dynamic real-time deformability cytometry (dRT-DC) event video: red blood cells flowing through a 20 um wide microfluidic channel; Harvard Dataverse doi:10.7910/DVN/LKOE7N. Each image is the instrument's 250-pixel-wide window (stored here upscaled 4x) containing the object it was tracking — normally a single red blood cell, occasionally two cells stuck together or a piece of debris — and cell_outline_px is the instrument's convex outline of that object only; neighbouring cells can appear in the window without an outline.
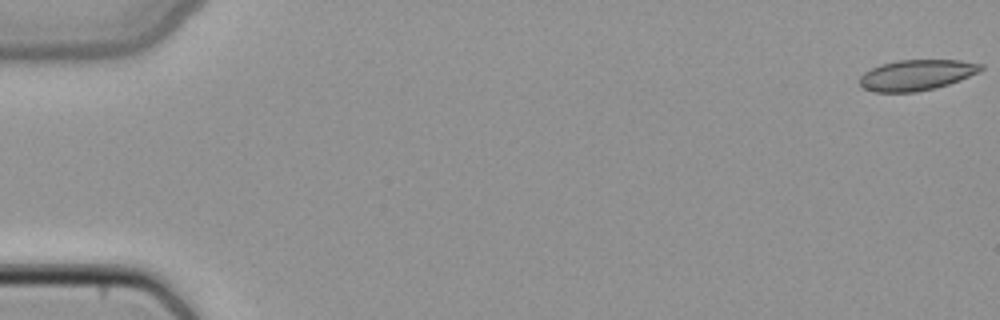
{"species": "common noctule bat (a hibernating species)", "species_latin": "Nyctalus noctula", "temperature_condition": "cold", "stored_images_in_passage": 50, "camera_frame_rate_fps": 3000, "um_per_image_px": 0.085, "animal": {"sex": "female", "body_mass_g": 22.7, "forearm_length_mm": 54.2}, "frame": {"image": 1, "passage_image": 1, "time_ms": 0.0, "image_size_px": [1000, 320], "cell_outline_px": [[984, 68], [980, 72], [960, 80], [936, 88], [916, 92], [876, 92], [864, 88], [860, 84], [860, 76], [864, 72], [880, 64], [896, 60], [960, 60], [984, 64]], "centroid_in_image_um": [77.94, 6.37], "position_along_channel_um": 7.1, "area_um2": 21.79}}
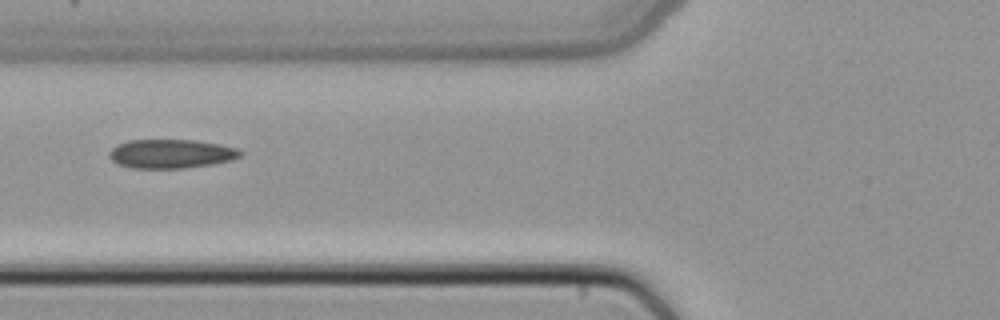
{"frame": {"image": 2, "passage_image": 20, "time_ms": 6.333, "image_size_px": [1000, 320], "cell_outline_px": [[244, 152], [240, 156], [232, 160], [212, 164], [184, 168], [132, 168], [120, 164], [112, 160], [108, 156], [108, 152], [116, 144], [128, 140], [192, 140], [220, 144], [236, 148]], "centroid_in_image_um": [14.53, 13.06], "position_along_channel_um": 111.3, "area_um2": 22.14}}
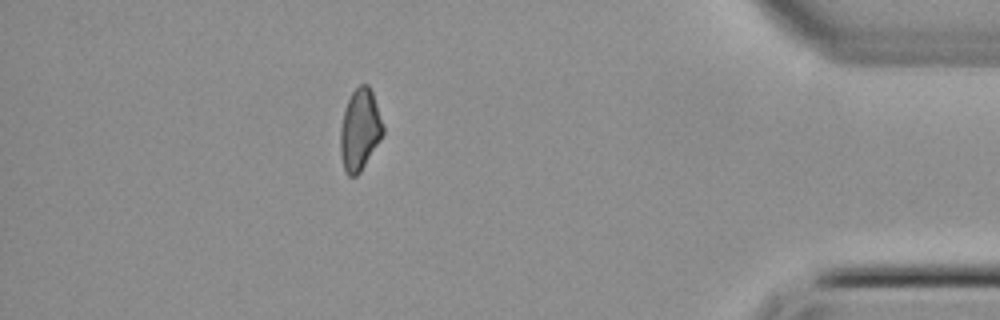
{"frame": {"image": 3, "passage_image": 44, "time_ms": 14.333, "image_size_px": [1000, 320], "cell_outline_px": [[384, 132], [380, 140], [360, 172], [356, 176], [348, 176], [344, 172], [340, 152], [340, 128], [344, 108], [352, 92], [360, 84], [368, 84], [372, 92], [384, 128]], "centroid_in_image_um": [30.56, 11.05], "position_along_channel_um": 404.6, "area_um2": 20.17}}